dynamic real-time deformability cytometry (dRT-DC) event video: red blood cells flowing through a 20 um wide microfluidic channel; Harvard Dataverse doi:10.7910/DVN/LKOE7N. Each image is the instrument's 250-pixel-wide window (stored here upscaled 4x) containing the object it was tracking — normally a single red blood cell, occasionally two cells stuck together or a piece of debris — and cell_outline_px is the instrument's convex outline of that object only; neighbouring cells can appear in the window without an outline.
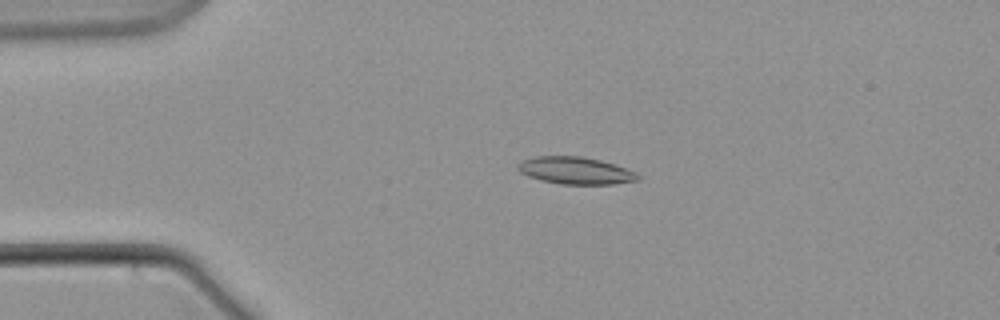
{"species": "common noctule bat (a hibernating species)", "species_latin": "Nyctalus noctula", "temperature_condition": "warm", "stored_images_in_passage": 54, "camera_frame_rate_fps": 3000, "um_per_image_px": 0.085, "animal": {"sex": "male", "body_mass_g": 21.5, "forearm_length_mm": 52.0}, "frame": {"image": 1, "passage_image": 7, "time_ms": 2.0, "image_size_px": [1000, 320], "cell_outline_px": [[640, 180], [612, 184], [560, 184], [540, 180], [528, 176], [520, 172], [516, 168], [516, 164], [520, 160], [536, 156], [584, 156], [600, 160], [636, 172], [640, 176]], "centroid_in_image_um": [48.87, 14.49], "position_along_channel_um": 36.1, "area_um2": 19.13}}
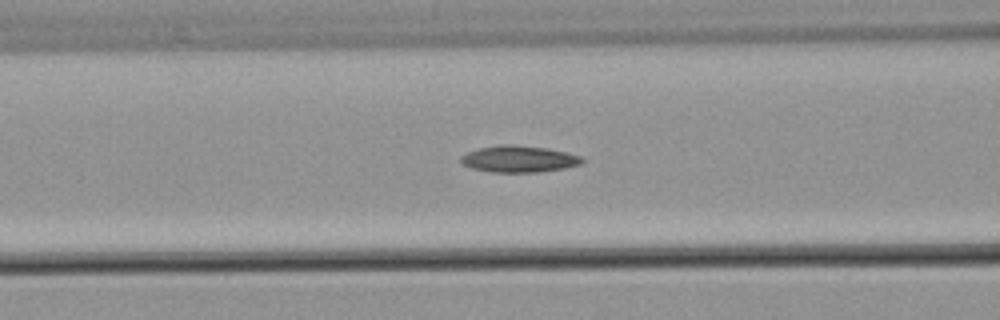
{"frame": {"image": 2, "passage_image": 18, "time_ms": 5.667, "image_size_px": [1000, 320], "cell_outline_px": [[584, 160], [580, 164], [564, 168], [540, 172], [492, 172], [472, 168], [460, 164], [460, 156], [468, 152], [480, 148], [500, 144], [508, 144], [544, 148], [564, 152], [580, 156]], "centroid_in_image_um": [44.05, 13.52], "position_along_channel_um": 122.5, "area_um2": 18.61}}
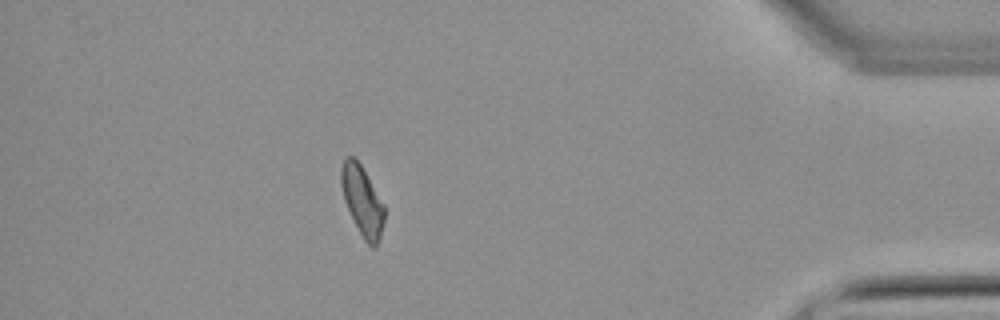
{"frame": {"image": 3, "passage_image": 47, "time_ms": 15.333, "image_size_px": [1000, 320], "cell_outline_px": [[384, 220], [380, 236], [376, 244], [372, 248], [364, 240], [344, 200], [340, 184], [340, 168], [344, 156], [352, 156], [360, 164], [384, 204]], "centroid_in_image_um": [30.77, 17.02], "position_along_channel_um": 404.4, "area_um2": 17.22}}